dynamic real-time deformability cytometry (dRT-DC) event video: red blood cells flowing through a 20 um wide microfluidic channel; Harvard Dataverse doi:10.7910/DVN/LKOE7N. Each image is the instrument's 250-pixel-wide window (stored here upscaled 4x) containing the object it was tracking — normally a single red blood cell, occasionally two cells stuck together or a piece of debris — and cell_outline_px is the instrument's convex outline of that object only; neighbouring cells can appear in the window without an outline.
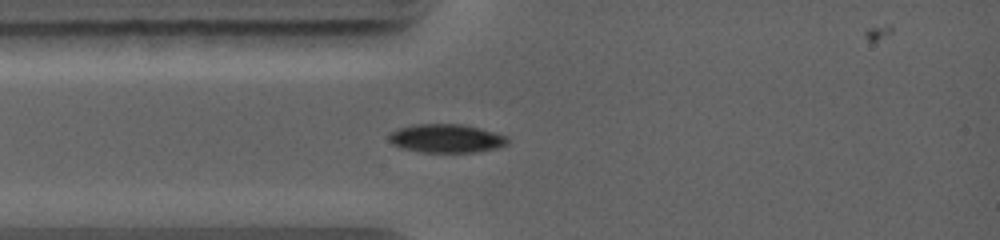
{"species": "common noctule bat (a hibernating species)", "species_latin": "Nyctalus noctula", "temperature_condition": "warm", "stored_images_in_passage": 2, "camera_frame_rate_fps": 5000, "um_per_image_px": 0.085, "animal": {"sex": "female", "body_mass_g": 19.0, "forearm_length_mm": 56.7}, "frame": {"image": 1, "passage_image": 1, "time_ms": 0.0, "image_size_px": [1000, 240], "cell_outline_px": [[508, 144], [496, 148], [476, 152], [420, 152], [400, 148], [392, 144], [388, 140], [388, 136], [396, 128], [412, 124], [464, 124], [496, 132], [508, 136]], "centroid_in_image_um": [37.92, 11.76], "position_along_channel_um": 47.1, "area_um2": 20.06}}